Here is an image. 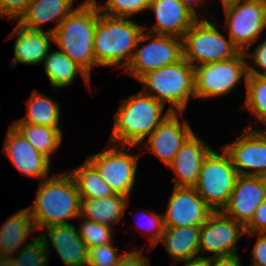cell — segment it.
<instances>
[{"mask_svg":"<svg viewBox=\"0 0 266 266\" xmlns=\"http://www.w3.org/2000/svg\"><path fill=\"white\" fill-rule=\"evenodd\" d=\"M165 105L140 91L122 101L114 117V126L109 143L139 146L170 114ZM121 143V144H120Z\"/></svg>","mask_w":266,"mask_h":266,"instance_id":"3","label":"cell"},{"mask_svg":"<svg viewBox=\"0 0 266 266\" xmlns=\"http://www.w3.org/2000/svg\"><path fill=\"white\" fill-rule=\"evenodd\" d=\"M143 31L144 26L131 18L110 17L100 12L93 45L97 66H115L125 70Z\"/></svg>","mask_w":266,"mask_h":266,"instance_id":"4","label":"cell"},{"mask_svg":"<svg viewBox=\"0 0 266 266\" xmlns=\"http://www.w3.org/2000/svg\"><path fill=\"white\" fill-rule=\"evenodd\" d=\"M245 227L223 212H215L209 222L200 227L199 253L201 259L238 254L237 242L245 236ZM212 255L205 256L206 253Z\"/></svg>","mask_w":266,"mask_h":266,"instance_id":"13","label":"cell"},{"mask_svg":"<svg viewBox=\"0 0 266 266\" xmlns=\"http://www.w3.org/2000/svg\"><path fill=\"white\" fill-rule=\"evenodd\" d=\"M148 11L154 13L156 23L147 32L182 38L199 20L181 0H151ZM148 28V29H147Z\"/></svg>","mask_w":266,"mask_h":266,"instance_id":"19","label":"cell"},{"mask_svg":"<svg viewBox=\"0 0 266 266\" xmlns=\"http://www.w3.org/2000/svg\"><path fill=\"white\" fill-rule=\"evenodd\" d=\"M85 2H96L100 12L104 15L132 18L135 14L148 10L151 0H106L100 5L97 0H85Z\"/></svg>","mask_w":266,"mask_h":266,"instance_id":"33","label":"cell"},{"mask_svg":"<svg viewBox=\"0 0 266 266\" xmlns=\"http://www.w3.org/2000/svg\"><path fill=\"white\" fill-rule=\"evenodd\" d=\"M184 112H170L160 125L152 132L145 143L149 150L166 166L174 159L185 141L194 133L192 125L185 119L180 122Z\"/></svg>","mask_w":266,"mask_h":266,"instance_id":"15","label":"cell"},{"mask_svg":"<svg viewBox=\"0 0 266 266\" xmlns=\"http://www.w3.org/2000/svg\"><path fill=\"white\" fill-rule=\"evenodd\" d=\"M138 81L144 93L164 105L169 103L171 112H185L190 97L196 99L194 67L184 58L147 72Z\"/></svg>","mask_w":266,"mask_h":266,"instance_id":"5","label":"cell"},{"mask_svg":"<svg viewBox=\"0 0 266 266\" xmlns=\"http://www.w3.org/2000/svg\"><path fill=\"white\" fill-rule=\"evenodd\" d=\"M129 199L120 194H113L101 199H81L80 216L113 227L124 217Z\"/></svg>","mask_w":266,"mask_h":266,"instance_id":"25","label":"cell"},{"mask_svg":"<svg viewBox=\"0 0 266 266\" xmlns=\"http://www.w3.org/2000/svg\"><path fill=\"white\" fill-rule=\"evenodd\" d=\"M184 266H208L207 259H197L193 261L183 262ZM178 263H174L172 266H177Z\"/></svg>","mask_w":266,"mask_h":266,"instance_id":"43","label":"cell"},{"mask_svg":"<svg viewBox=\"0 0 266 266\" xmlns=\"http://www.w3.org/2000/svg\"><path fill=\"white\" fill-rule=\"evenodd\" d=\"M34 0H0V17L17 22Z\"/></svg>","mask_w":266,"mask_h":266,"instance_id":"37","label":"cell"},{"mask_svg":"<svg viewBox=\"0 0 266 266\" xmlns=\"http://www.w3.org/2000/svg\"><path fill=\"white\" fill-rule=\"evenodd\" d=\"M142 43L143 45H141ZM182 58V38L154 34L144 30L125 71L131 77L139 80L147 72L174 64Z\"/></svg>","mask_w":266,"mask_h":266,"instance_id":"10","label":"cell"},{"mask_svg":"<svg viewBox=\"0 0 266 266\" xmlns=\"http://www.w3.org/2000/svg\"><path fill=\"white\" fill-rule=\"evenodd\" d=\"M10 258L14 266H48L49 256L44 241L40 236L35 237L28 245L19 249Z\"/></svg>","mask_w":266,"mask_h":266,"instance_id":"32","label":"cell"},{"mask_svg":"<svg viewBox=\"0 0 266 266\" xmlns=\"http://www.w3.org/2000/svg\"><path fill=\"white\" fill-rule=\"evenodd\" d=\"M257 240L251 250L253 264L249 266H266V233H258Z\"/></svg>","mask_w":266,"mask_h":266,"instance_id":"39","label":"cell"},{"mask_svg":"<svg viewBox=\"0 0 266 266\" xmlns=\"http://www.w3.org/2000/svg\"><path fill=\"white\" fill-rule=\"evenodd\" d=\"M200 227H165L158 244L165 247L174 263L201 259L199 255Z\"/></svg>","mask_w":266,"mask_h":266,"instance_id":"22","label":"cell"},{"mask_svg":"<svg viewBox=\"0 0 266 266\" xmlns=\"http://www.w3.org/2000/svg\"><path fill=\"white\" fill-rule=\"evenodd\" d=\"M211 19H199L182 37L183 58L193 67L225 61L240 51Z\"/></svg>","mask_w":266,"mask_h":266,"instance_id":"6","label":"cell"},{"mask_svg":"<svg viewBox=\"0 0 266 266\" xmlns=\"http://www.w3.org/2000/svg\"><path fill=\"white\" fill-rule=\"evenodd\" d=\"M163 214L165 227L197 226L209 222L215 211L206 205L195 187H174Z\"/></svg>","mask_w":266,"mask_h":266,"instance_id":"14","label":"cell"},{"mask_svg":"<svg viewBox=\"0 0 266 266\" xmlns=\"http://www.w3.org/2000/svg\"><path fill=\"white\" fill-rule=\"evenodd\" d=\"M245 55L248 59L252 58L251 62L253 64V66H251L247 63L248 75L263 76L266 74V39L256 45L253 52H251L250 49H247ZM257 66L259 69L261 68L260 70L263 72L260 71Z\"/></svg>","mask_w":266,"mask_h":266,"instance_id":"36","label":"cell"},{"mask_svg":"<svg viewBox=\"0 0 266 266\" xmlns=\"http://www.w3.org/2000/svg\"><path fill=\"white\" fill-rule=\"evenodd\" d=\"M220 1H221V4L223 5L222 7L224 8L226 6L237 4L245 0H220Z\"/></svg>","mask_w":266,"mask_h":266,"instance_id":"45","label":"cell"},{"mask_svg":"<svg viewBox=\"0 0 266 266\" xmlns=\"http://www.w3.org/2000/svg\"><path fill=\"white\" fill-rule=\"evenodd\" d=\"M182 1V3L185 5V7L189 10V11H191L198 19H204L205 17H198V12H197V8L199 7V6H202L203 4H201V2L202 3H204V1H206V0H181ZM201 4V5H200ZM197 7V8H196Z\"/></svg>","mask_w":266,"mask_h":266,"instance_id":"42","label":"cell"},{"mask_svg":"<svg viewBox=\"0 0 266 266\" xmlns=\"http://www.w3.org/2000/svg\"><path fill=\"white\" fill-rule=\"evenodd\" d=\"M144 212L143 215L146 218L147 216V222L144 224L141 222L138 223L137 225L140 227L139 230H141V234L148 237L150 239L149 243V251H152L158 245V242L161 239V235L164 232V220H163V214H158L156 212L150 211L149 212ZM142 214V213H141ZM143 217V216H142ZM144 218V219H145ZM137 221V220H136ZM140 222V220H138ZM144 230V231H143Z\"/></svg>","mask_w":266,"mask_h":266,"instance_id":"34","label":"cell"},{"mask_svg":"<svg viewBox=\"0 0 266 266\" xmlns=\"http://www.w3.org/2000/svg\"><path fill=\"white\" fill-rule=\"evenodd\" d=\"M224 10V30L232 43L245 52L259 40L264 29L266 0H245Z\"/></svg>","mask_w":266,"mask_h":266,"instance_id":"11","label":"cell"},{"mask_svg":"<svg viewBox=\"0 0 266 266\" xmlns=\"http://www.w3.org/2000/svg\"><path fill=\"white\" fill-rule=\"evenodd\" d=\"M69 173L74 178L81 199H101L114 194L87 160Z\"/></svg>","mask_w":266,"mask_h":266,"instance_id":"29","label":"cell"},{"mask_svg":"<svg viewBox=\"0 0 266 266\" xmlns=\"http://www.w3.org/2000/svg\"><path fill=\"white\" fill-rule=\"evenodd\" d=\"M42 64L44 72L55 91L67 86L69 87L76 81L78 74L82 75L89 87L91 86V78L87 73L60 50H49Z\"/></svg>","mask_w":266,"mask_h":266,"instance_id":"26","label":"cell"},{"mask_svg":"<svg viewBox=\"0 0 266 266\" xmlns=\"http://www.w3.org/2000/svg\"><path fill=\"white\" fill-rule=\"evenodd\" d=\"M100 10L96 2L83 1L53 32V42L91 78L98 67L94 56V34Z\"/></svg>","mask_w":266,"mask_h":266,"instance_id":"2","label":"cell"},{"mask_svg":"<svg viewBox=\"0 0 266 266\" xmlns=\"http://www.w3.org/2000/svg\"><path fill=\"white\" fill-rule=\"evenodd\" d=\"M265 200L266 177L238 175L223 213L245 227Z\"/></svg>","mask_w":266,"mask_h":266,"instance_id":"17","label":"cell"},{"mask_svg":"<svg viewBox=\"0 0 266 266\" xmlns=\"http://www.w3.org/2000/svg\"><path fill=\"white\" fill-rule=\"evenodd\" d=\"M34 232L36 228L28 207L18 210L0 227V257L16 254L19 248L22 249L30 243L27 238Z\"/></svg>","mask_w":266,"mask_h":266,"instance_id":"24","label":"cell"},{"mask_svg":"<svg viewBox=\"0 0 266 266\" xmlns=\"http://www.w3.org/2000/svg\"><path fill=\"white\" fill-rule=\"evenodd\" d=\"M264 29H266V13H265V23H264Z\"/></svg>","mask_w":266,"mask_h":266,"instance_id":"46","label":"cell"},{"mask_svg":"<svg viewBox=\"0 0 266 266\" xmlns=\"http://www.w3.org/2000/svg\"><path fill=\"white\" fill-rule=\"evenodd\" d=\"M2 151L22 175L35 177L39 181L48 178L51 160L37 151L12 124Z\"/></svg>","mask_w":266,"mask_h":266,"instance_id":"16","label":"cell"},{"mask_svg":"<svg viewBox=\"0 0 266 266\" xmlns=\"http://www.w3.org/2000/svg\"><path fill=\"white\" fill-rule=\"evenodd\" d=\"M0 266H14L10 257H0Z\"/></svg>","mask_w":266,"mask_h":266,"instance_id":"44","label":"cell"},{"mask_svg":"<svg viewBox=\"0 0 266 266\" xmlns=\"http://www.w3.org/2000/svg\"><path fill=\"white\" fill-rule=\"evenodd\" d=\"M211 150L202 163L198 183L195 186L199 196L215 212H223L238 177L229 154Z\"/></svg>","mask_w":266,"mask_h":266,"instance_id":"7","label":"cell"},{"mask_svg":"<svg viewBox=\"0 0 266 266\" xmlns=\"http://www.w3.org/2000/svg\"><path fill=\"white\" fill-rule=\"evenodd\" d=\"M253 125L250 122L238 138L223 148L239 175L266 177V131L257 130Z\"/></svg>","mask_w":266,"mask_h":266,"instance_id":"12","label":"cell"},{"mask_svg":"<svg viewBox=\"0 0 266 266\" xmlns=\"http://www.w3.org/2000/svg\"><path fill=\"white\" fill-rule=\"evenodd\" d=\"M239 254L208 258V266H242Z\"/></svg>","mask_w":266,"mask_h":266,"instance_id":"41","label":"cell"},{"mask_svg":"<svg viewBox=\"0 0 266 266\" xmlns=\"http://www.w3.org/2000/svg\"><path fill=\"white\" fill-rule=\"evenodd\" d=\"M82 221L79 223L78 232L79 236L85 242L88 249L95 246L105 245L109 243H114L113 241V232L114 227L94 222L81 216L78 217V220Z\"/></svg>","mask_w":266,"mask_h":266,"instance_id":"31","label":"cell"},{"mask_svg":"<svg viewBox=\"0 0 266 266\" xmlns=\"http://www.w3.org/2000/svg\"><path fill=\"white\" fill-rule=\"evenodd\" d=\"M123 254H119L113 243L88 249L87 266H115Z\"/></svg>","mask_w":266,"mask_h":266,"instance_id":"35","label":"cell"},{"mask_svg":"<svg viewBox=\"0 0 266 266\" xmlns=\"http://www.w3.org/2000/svg\"><path fill=\"white\" fill-rule=\"evenodd\" d=\"M27 113L21 119L13 123H29L32 125H42L51 128H60V105L57 101L33 90V93L27 100Z\"/></svg>","mask_w":266,"mask_h":266,"instance_id":"27","label":"cell"},{"mask_svg":"<svg viewBox=\"0 0 266 266\" xmlns=\"http://www.w3.org/2000/svg\"><path fill=\"white\" fill-rule=\"evenodd\" d=\"M245 235L254 237L258 233H266V200L254 212L252 220L245 226Z\"/></svg>","mask_w":266,"mask_h":266,"instance_id":"38","label":"cell"},{"mask_svg":"<svg viewBox=\"0 0 266 266\" xmlns=\"http://www.w3.org/2000/svg\"><path fill=\"white\" fill-rule=\"evenodd\" d=\"M245 86L246 97L243 106L254 115L256 125L259 121L266 126V78L247 75Z\"/></svg>","mask_w":266,"mask_h":266,"instance_id":"30","label":"cell"},{"mask_svg":"<svg viewBox=\"0 0 266 266\" xmlns=\"http://www.w3.org/2000/svg\"><path fill=\"white\" fill-rule=\"evenodd\" d=\"M143 250H134L124 252L115 266H150V259L142 256Z\"/></svg>","mask_w":266,"mask_h":266,"instance_id":"40","label":"cell"},{"mask_svg":"<svg viewBox=\"0 0 266 266\" xmlns=\"http://www.w3.org/2000/svg\"><path fill=\"white\" fill-rule=\"evenodd\" d=\"M81 197L69 170L39 181L35 201L28 206L36 231L70 224L80 217Z\"/></svg>","mask_w":266,"mask_h":266,"instance_id":"1","label":"cell"},{"mask_svg":"<svg viewBox=\"0 0 266 266\" xmlns=\"http://www.w3.org/2000/svg\"><path fill=\"white\" fill-rule=\"evenodd\" d=\"M10 37H16L14 42V58L10 61L15 68L18 63L26 65H39L43 63L53 42V33L48 30H33L19 23L10 33Z\"/></svg>","mask_w":266,"mask_h":266,"instance_id":"21","label":"cell"},{"mask_svg":"<svg viewBox=\"0 0 266 266\" xmlns=\"http://www.w3.org/2000/svg\"><path fill=\"white\" fill-rule=\"evenodd\" d=\"M23 137L39 152L51 160L52 154L62 143L63 133L61 128H51L29 123H11Z\"/></svg>","mask_w":266,"mask_h":266,"instance_id":"28","label":"cell"},{"mask_svg":"<svg viewBox=\"0 0 266 266\" xmlns=\"http://www.w3.org/2000/svg\"><path fill=\"white\" fill-rule=\"evenodd\" d=\"M211 150L205 141L193 133L168 165L176 177L172 180L174 187H195L202 163Z\"/></svg>","mask_w":266,"mask_h":266,"instance_id":"20","label":"cell"},{"mask_svg":"<svg viewBox=\"0 0 266 266\" xmlns=\"http://www.w3.org/2000/svg\"><path fill=\"white\" fill-rule=\"evenodd\" d=\"M74 2L75 0H34L17 22L29 29L45 30L43 25L54 21V27L46 29L53 33L61 21L73 11Z\"/></svg>","mask_w":266,"mask_h":266,"instance_id":"23","label":"cell"},{"mask_svg":"<svg viewBox=\"0 0 266 266\" xmlns=\"http://www.w3.org/2000/svg\"><path fill=\"white\" fill-rule=\"evenodd\" d=\"M245 52L240 51L235 57L194 67L195 95L197 99L223 97L244 84L248 75Z\"/></svg>","mask_w":266,"mask_h":266,"instance_id":"9","label":"cell"},{"mask_svg":"<svg viewBox=\"0 0 266 266\" xmlns=\"http://www.w3.org/2000/svg\"><path fill=\"white\" fill-rule=\"evenodd\" d=\"M107 143L106 146L111 145L110 148L90 155L87 161L97 170L114 194L129 198L135 187L136 171L141 155L129 153L135 146Z\"/></svg>","mask_w":266,"mask_h":266,"instance_id":"8","label":"cell"},{"mask_svg":"<svg viewBox=\"0 0 266 266\" xmlns=\"http://www.w3.org/2000/svg\"><path fill=\"white\" fill-rule=\"evenodd\" d=\"M39 236L44 241L49 256L51 243L65 266H87L88 248L74 224L46 227L45 233Z\"/></svg>","mask_w":266,"mask_h":266,"instance_id":"18","label":"cell"}]
</instances>
